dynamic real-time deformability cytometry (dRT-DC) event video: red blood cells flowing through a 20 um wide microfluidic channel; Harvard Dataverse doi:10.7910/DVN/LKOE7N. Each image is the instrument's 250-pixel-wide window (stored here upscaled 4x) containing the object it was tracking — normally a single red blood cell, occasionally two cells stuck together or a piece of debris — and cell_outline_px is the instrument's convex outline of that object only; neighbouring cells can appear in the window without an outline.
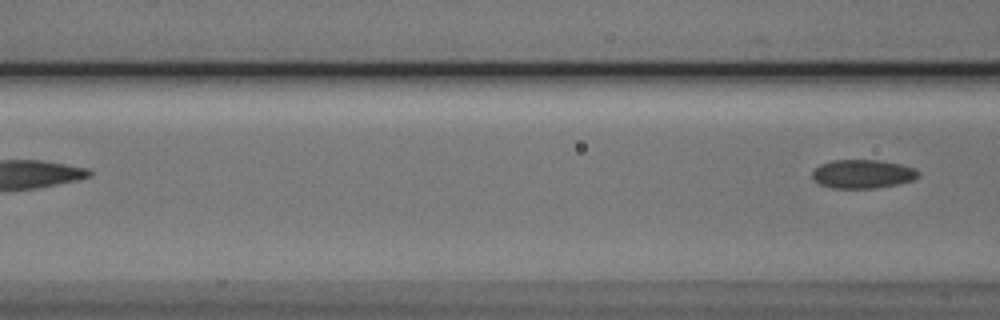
{"species": "Egyptian fruit bat (a non-hibernating species)", "species_latin": "Rousettus aegyptiacus", "temperature_condition": "cold", "stored_images_in_passage": 6, "camera_frame_rate_fps": 3000, "um_per_image_px": 0.085, "animal": {"sex": "male"}, "frame": {"image": 1, "passage_image": 6, "time_ms": 6.667, "image_size_px": [1000, 320], "cell_outline_px": [[920, 176], [912, 180], [900, 184], [876, 188], [832, 188], [820, 184], [812, 176], [812, 172], [820, 164], [832, 160], [876, 160], [900, 164], [912, 168], [920, 172]], "centroid_in_image_um": [73.34, 14.79], "position_along_channel_um": 93.3, "area_um2": 17.69}}